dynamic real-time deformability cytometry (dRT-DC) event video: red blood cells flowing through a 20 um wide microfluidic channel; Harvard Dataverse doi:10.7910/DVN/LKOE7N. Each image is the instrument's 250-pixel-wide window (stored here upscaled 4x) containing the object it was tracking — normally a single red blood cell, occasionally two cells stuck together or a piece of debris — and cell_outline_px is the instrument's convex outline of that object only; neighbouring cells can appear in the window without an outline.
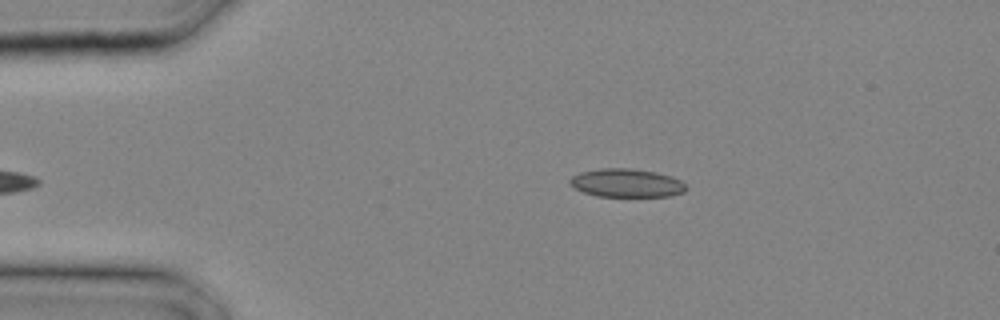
{"species": "common noctule bat (a hibernating species)", "species_latin": "Nyctalus noctula", "temperature_condition": "cold", "stored_images_in_passage": 8, "camera_frame_rate_fps": 3000, "um_per_image_px": 0.085, "animal": {"sex": "male", "body_mass_g": 20.4}, "frame": {"image": 1, "passage_image": 1, "time_ms": 0.0, "image_size_px": [1000, 320], "cell_outline_px": [[688, 188], [684, 192], [668, 196], [596, 196], [584, 192], [568, 184], [568, 180], [572, 176], [580, 172], [600, 168], [632, 168], [656, 172], [672, 176], [680, 180]], "centroid_in_image_um": [53.24, 15.54], "position_along_channel_um": 31.8, "area_um2": 19.31}}
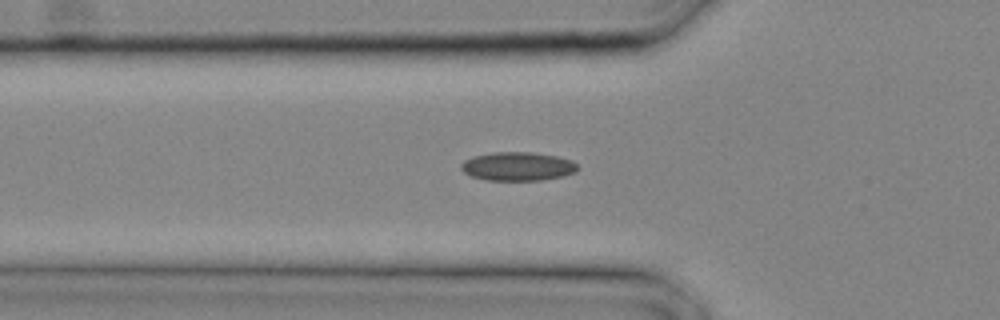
{"frame": {"image": 2, "passage_image": 5, "time_ms": 1.333, "image_size_px": [1000, 320], "cell_outline_px": [[580, 168], [576, 172], [564, 176], [540, 180], [488, 180], [472, 176], [464, 172], [460, 168], [460, 164], [464, 160], [472, 156], [496, 152], [528, 152], [556, 156], [572, 160]], "centroid_in_image_um": [44.01, 14.14], "position_along_channel_um": 81.8, "area_um2": 19.48}}